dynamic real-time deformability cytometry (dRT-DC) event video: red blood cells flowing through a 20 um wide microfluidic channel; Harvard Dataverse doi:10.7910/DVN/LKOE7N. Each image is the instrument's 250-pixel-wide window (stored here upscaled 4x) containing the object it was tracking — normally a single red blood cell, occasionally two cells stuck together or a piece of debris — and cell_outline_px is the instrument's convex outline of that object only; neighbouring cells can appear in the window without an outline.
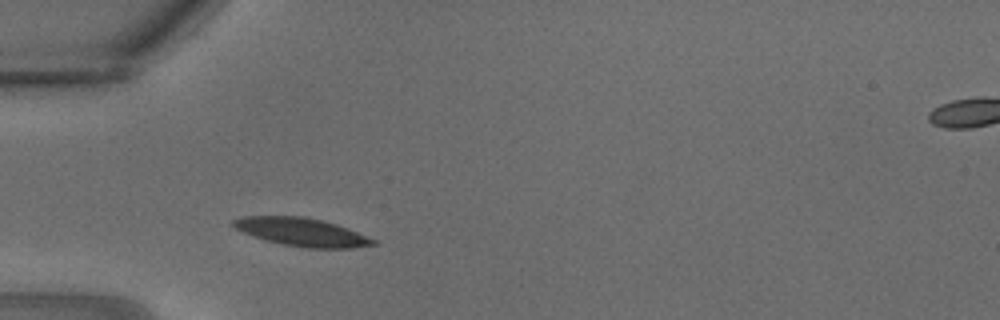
{"species": "common noctule bat (a hibernating species)", "species_latin": "Nyctalus noctula", "temperature_condition": "warm", "stored_images_in_passage": 8, "camera_frame_rate_fps": 3000, "um_per_image_px": 0.085, "animal": {"sex": "male", "body_mass_g": 18.8}, "frame": {"image": 1, "passage_image": 3, "time_ms": 0.667, "image_size_px": [1000, 320], "cell_outline_px": [[376, 244], [352, 248], [308, 248], [284, 244], [264, 240], [244, 232], [236, 228], [232, 224], [232, 220], [240, 216], [304, 216], [324, 220], [348, 228], [376, 240]], "centroid_in_image_um": [25.65, 19.71], "position_along_channel_um": 59.3, "area_um2": 22.89}}
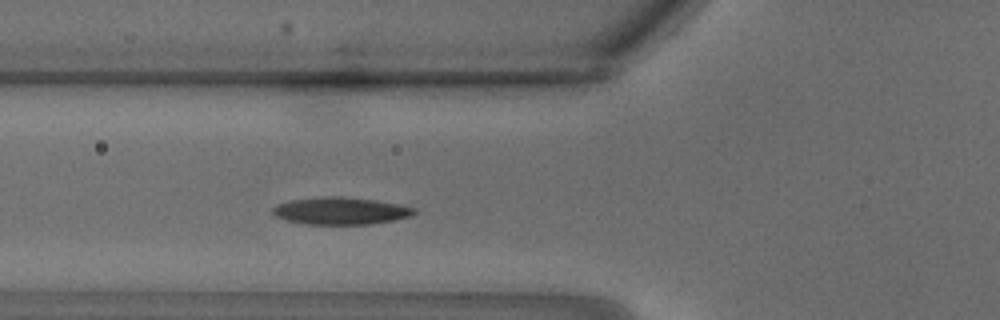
{"frame": {"image": 2, "passage_image": 5, "time_ms": 1.333, "image_size_px": [1000, 320], "cell_outline_px": [[416, 212], [412, 216], [392, 220], [368, 224], [304, 224], [284, 220], [276, 216], [272, 212], [272, 208], [276, 204], [288, 200], [324, 196], [344, 196], [376, 200], [400, 204], [416, 208]], "centroid_in_image_um": [28.93, 17.91], "position_along_channel_um": 96.9, "area_um2": 22.72}}